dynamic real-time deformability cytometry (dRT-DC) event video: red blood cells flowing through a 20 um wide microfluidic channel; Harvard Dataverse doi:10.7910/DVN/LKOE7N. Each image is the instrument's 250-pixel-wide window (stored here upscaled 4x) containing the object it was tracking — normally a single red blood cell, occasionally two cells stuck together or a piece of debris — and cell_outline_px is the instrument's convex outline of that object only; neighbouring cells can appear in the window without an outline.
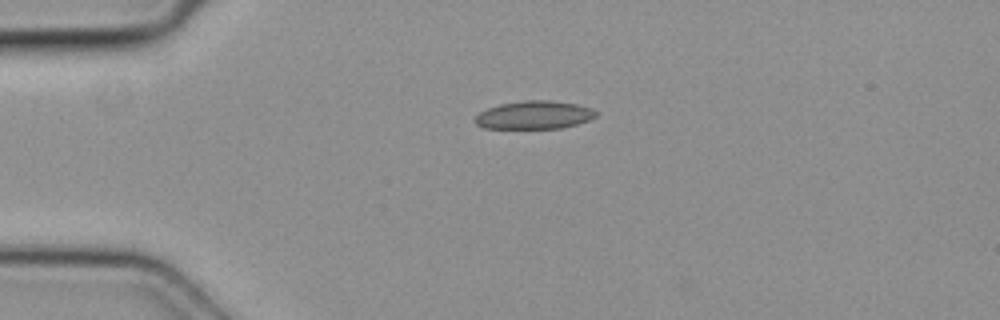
{"species": "common noctule bat (a hibernating species)", "species_latin": "Nyctalus noctula", "temperature_condition": "cold", "stored_images_in_passage": 2, "camera_frame_rate_fps": 3000, "um_per_image_px": 0.085, "animal": {"sex": "female", "body_mass_g": 19.3, "forearm_length_mm": 54.1}, "frame": {"image": 1, "passage_image": 1, "time_ms": 0.0, "image_size_px": [1000, 320], "cell_outline_px": [[596, 116], [588, 120], [564, 128], [484, 128], [476, 124], [472, 120], [480, 112], [488, 108], [500, 104], [524, 100], [552, 100], [576, 104], [592, 108], [596, 112]], "centroid_in_image_um": [45.39, 9.77], "position_along_channel_um": 39.6, "area_um2": 19.83}}